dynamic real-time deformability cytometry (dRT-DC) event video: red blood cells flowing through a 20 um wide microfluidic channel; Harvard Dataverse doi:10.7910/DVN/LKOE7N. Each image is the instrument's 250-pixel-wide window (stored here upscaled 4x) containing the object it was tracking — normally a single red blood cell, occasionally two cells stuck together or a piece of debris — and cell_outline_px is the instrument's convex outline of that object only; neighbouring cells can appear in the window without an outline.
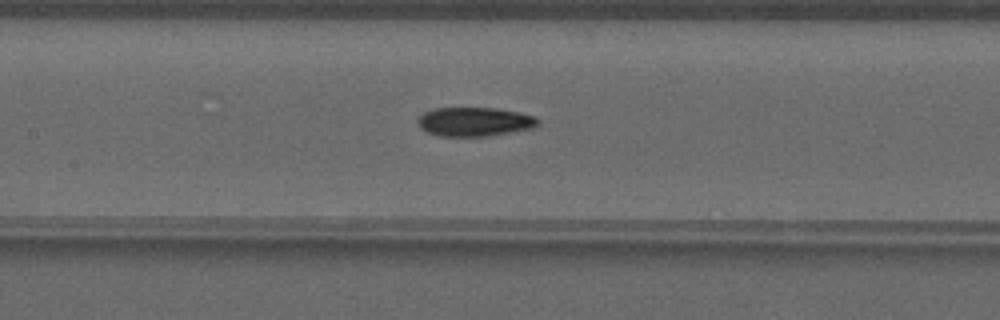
{"species": "common noctule bat (a hibernating species)", "species_latin": "Nyctalus noctula", "temperature_condition": "warm", "stored_images_in_passage": 52, "camera_frame_rate_fps": 3000, "um_per_image_px": 0.085, "animal": {"sex": "male", "forearm_length_mm": 52.5}, "frame": {"image": 1, "passage_image": 26, "time_ms": 8.333, "image_size_px": [1000, 320], "cell_outline_px": [[540, 124], [532, 128], [488, 136], [440, 136], [428, 132], [420, 128], [416, 124], [416, 120], [424, 112], [436, 108], [492, 108], [516, 112], [536, 116], [540, 120]], "centroid_in_image_um": [40.32, 10.35], "position_along_channel_um": 167.1, "area_um2": 20.29}}
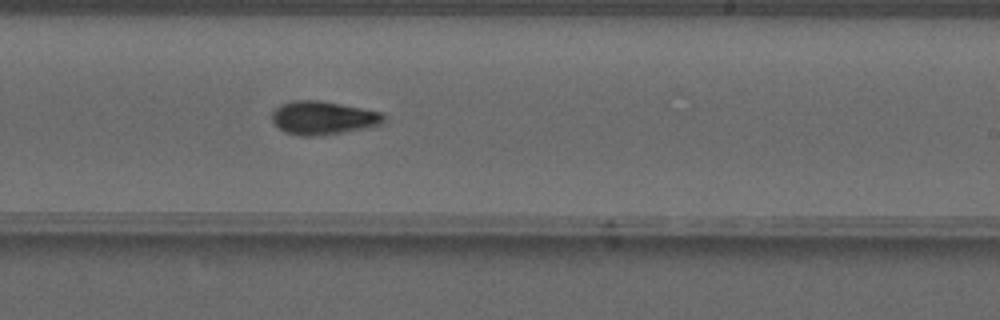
{"frame": {"image": 2, "passage_image": 33, "time_ms": 10.667, "image_size_px": [1000, 320], "cell_outline_px": [[388, 120], [384, 124], [344, 132], [320, 136], [300, 136], [284, 132], [272, 120], [272, 112], [280, 104], [292, 100], [320, 100], [380, 112]], "centroid_in_image_um": [27.46, 10.02], "position_along_channel_um": 261.5, "area_um2": 21.85}}
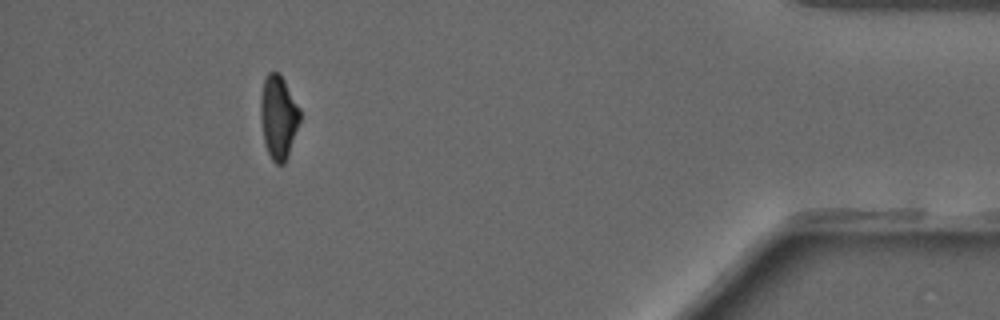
{"frame": {"image": 3, "passage_image": 48, "time_ms": 15.667, "image_size_px": [1000, 320], "cell_outline_px": [[300, 120], [288, 156], [284, 164], [276, 164], [272, 160], [264, 144], [260, 116], [260, 96], [264, 80], [268, 72], [280, 72], [300, 108]], "centroid_in_image_um": [23.66, 9.94], "position_along_channel_um": 411.5, "area_um2": 19.31}, "authors_computed_cell_mechanics": {"area_um2": 19.4497, "velocity_mm_per_s": 4.0704, "shape_relaxation_time_tau1_ms": 5.4735, "shape_relaxation_time_tau2_ms": 2.6256, "deformation_change_tau1": 0.1905, "deformation_change_tau2": 0.0844}}